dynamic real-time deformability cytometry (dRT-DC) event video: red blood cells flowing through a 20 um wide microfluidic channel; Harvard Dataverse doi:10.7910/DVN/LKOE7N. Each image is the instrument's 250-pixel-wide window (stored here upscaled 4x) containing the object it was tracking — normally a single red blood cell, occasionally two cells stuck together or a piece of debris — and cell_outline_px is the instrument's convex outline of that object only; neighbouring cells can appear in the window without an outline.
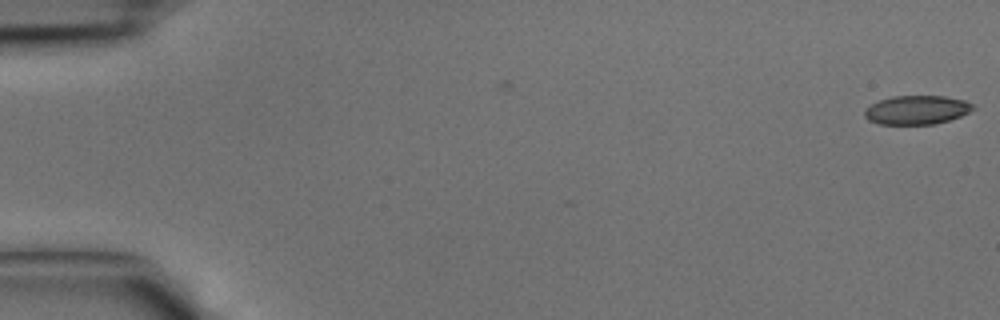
{"species": "common noctule bat (a hibernating species)", "species_latin": "Nyctalus noctula", "temperature_condition": "cold", "stored_images_in_passage": 4, "camera_frame_rate_fps": 3000, "um_per_image_px": 0.085, "animal": {"sex": "male", "body_mass_g": 15.6}, "frame": {"image": 1, "passage_image": 4, "time_ms": 1.0, "image_size_px": [1000, 320], "cell_outline_px": [[976, 108], [960, 116], [948, 120], [932, 124], [880, 124], [868, 120], [864, 116], [864, 112], [872, 104], [880, 100], [892, 96], [944, 96], [964, 100], [972, 104]], "centroid_in_image_um": [77.92, 9.34], "position_along_channel_um": 7.1, "area_um2": 18.03}}